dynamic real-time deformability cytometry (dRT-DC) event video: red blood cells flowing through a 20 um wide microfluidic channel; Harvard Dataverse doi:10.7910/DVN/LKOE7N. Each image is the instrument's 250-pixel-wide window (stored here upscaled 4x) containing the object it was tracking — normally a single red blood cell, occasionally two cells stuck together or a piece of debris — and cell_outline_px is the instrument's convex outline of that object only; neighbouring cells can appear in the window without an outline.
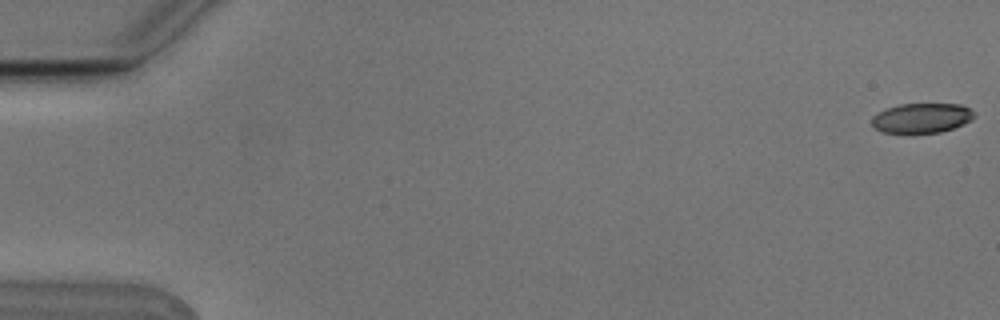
{"species": "Egyptian fruit bat (a non-hibernating species)", "species_latin": "Rousettus aegyptiacus", "temperature_condition": "cold", "stored_images_in_passage": 7, "camera_frame_rate_fps": 3000, "um_per_image_px": 0.085, "animal": {"sex": "male"}, "frame": {"image": 1, "passage_image": 1, "time_ms": 0.0, "image_size_px": [1000, 320], "cell_outline_px": [[972, 120], [964, 124], [940, 132], [912, 136], [880, 132], [872, 124], [872, 116], [888, 108], [900, 104], [960, 104], [968, 108], [972, 112]], "centroid_in_image_um": [78.29, 10.09], "position_along_channel_um": 6.7, "area_um2": 18.21}}
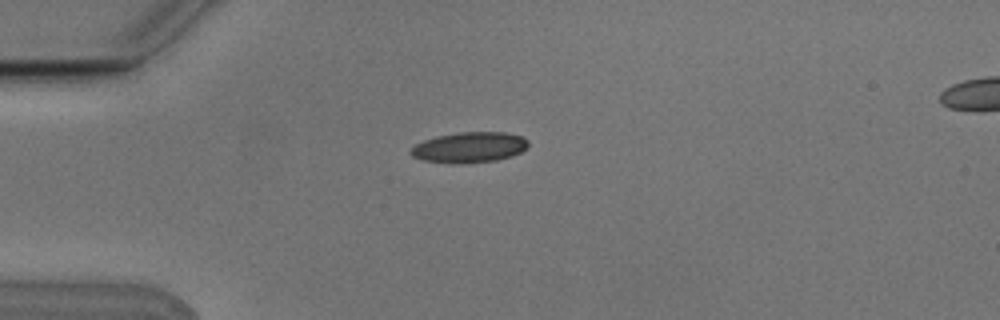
{"frame": {"image": 2, "passage_image": 5, "time_ms": 1.333, "image_size_px": [1000, 320], "cell_outline_px": [[528, 148], [512, 156], [496, 160], [460, 164], [452, 164], [424, 160], [412, 156], [408, 152], [416, 144], [424, 140], [436, 136], [460, 132], [504, 132], [524, 136], [528, 140]], "centroid_in_image_um": [39.92, 12.52], "position_along_channel_um": 45.1, "area_um2": 21.1}}